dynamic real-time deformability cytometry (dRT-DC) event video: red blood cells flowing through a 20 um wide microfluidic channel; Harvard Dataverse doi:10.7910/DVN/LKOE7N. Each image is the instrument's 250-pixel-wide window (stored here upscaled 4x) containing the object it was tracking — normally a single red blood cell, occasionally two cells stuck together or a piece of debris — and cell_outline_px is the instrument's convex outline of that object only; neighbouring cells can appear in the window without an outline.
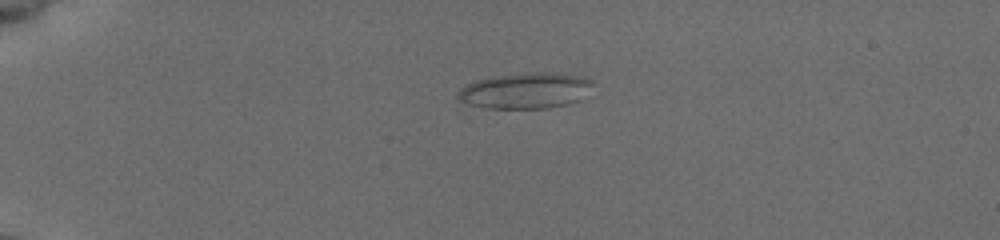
{"species": "common noctule bat (a hibernating species)", "species_latin": "Nyctalus noctula", "temperature_condition": "cold", "stored_images_in_passage": 42, "camera_frame_rate_fps": 3000, "um_per_image_px": 0.085, "animal": {"sex": "female", "body_mass_g": 19.5, "forearm_length_mm": 54.1}, "frame": {"image": 1, "passage_image": 1, "time_ms": 0.0, "image_size_px": [1000, 240], "cell_outline_px": [[592, 84], [580, 100], [568, 104], [544, 108], [488, 108], [468, 104], [460, 100], [460, 88], [464, 84], [472, 80], [496, 76], [532, 72], [556, 72], [580, 76], [592, 80]], "centroid_in_image_um": [44.65, 7.69], "position_along_channel_um": 40.3, "area_um2": 28.03}}
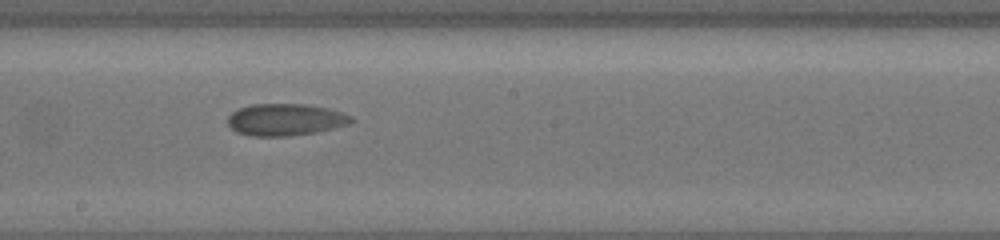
{"frame": {"image": 2, "passage_image": 20, "time_ms": 6.333, "image_size_px": [1000, 240], "cell_outline_px": [[356, 120], [348, 124], [316, 132], [288, 136], [252, 136], [236, 132], [228, 124], [228, 116], [232, 112], [240, 108], [252, 104], [308, 104], [328, 108], [352, 116]], "centroid_in_image_um": [24.26, 10.17], "position_along_channel_um": 223.9, "area_um2": 22.95}}
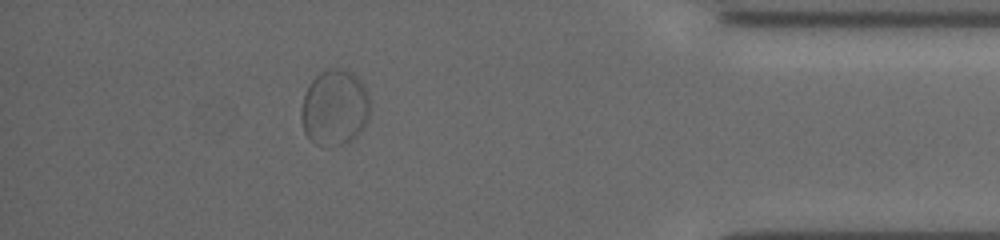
{"frame": {"image": 3, "passage_image": 37, "time_ms": 12.0, "image_size_px": [1000, 240], "cell_outline_px": [[368, 116], [360, 132], [356, 136], [340, 144], [336, 144], [312, 140], [304, 132], [300, 116], [304, 96], [308, 84], [320, 72], [332, 68], [348, 68], [364, 84], [368, 96]], "centroid_in_image_um": [28.44, 9.06], "position_along_channel_um": 406.8, "area_um2": 29.71}, "authors_computed_cell_mechanics": {"area_um2": 23.12, "velocity_mm_per_s": 3.7881, "shape_relaxation_time_tau1_ms": 6.5414, "shape_relaxation_time_tau2_ms": null, "deformation_change_tau1": 0.0911, "deformation_change_tau2": null}}